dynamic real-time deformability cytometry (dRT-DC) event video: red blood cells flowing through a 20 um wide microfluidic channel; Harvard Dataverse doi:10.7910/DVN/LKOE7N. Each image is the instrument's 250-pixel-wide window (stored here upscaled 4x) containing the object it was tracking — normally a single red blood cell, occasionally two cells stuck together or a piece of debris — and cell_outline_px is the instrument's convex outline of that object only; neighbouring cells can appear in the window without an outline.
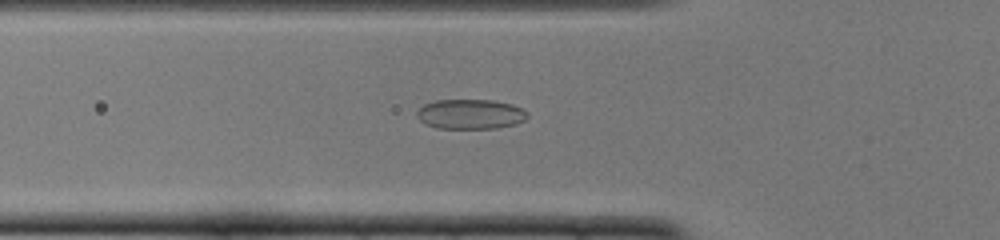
{"species": "common noctule bat (a hibernating species)", "species_latin": "Nyctalus noctula", "temperature_condition": "cold", "stored_images_in_passage": 52, "camera_frame_rate_fps": 3000, "um_per_image_px": 0.085, "animal": {"sex": "female", "body_mass_g": 22.0, "forearm_length_mm": 56.7}, "frame": {"image": 1, "passage_image": 18, "time_ms": 5.667, "image_size_px": [1000, 240], "cell_outline_px": [[528, 116], [524, 120], [516, 124], [496, 128], [436, 128], [424, 124], [416, 116], [416, 112], [424, 104], [436, 100], [492, 100], [512, 104], [528, 112]], "centroid_in_image_um": [39.97, 9.7], "position_along_channel_um": 85.8, "area_um2": 19.25}}
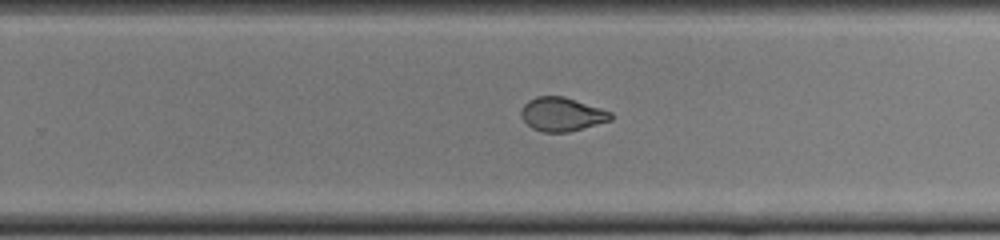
{"frame": {"image": 2, "passage_image": 33, "time_ms": 10.667, "image_size_px": [1000, 240], "cell_outline_px": [[612, 120], [568, 132], [544, 132], [532, 128], [520, 116], [520, 112], [524, 104], [528, 100], [536, 96], [564, 96], [612, 112]], "centroid_in_image_um": [47.74, 9.71], "position_along_channel_um": 282.1, "area_um2": 17.57}}
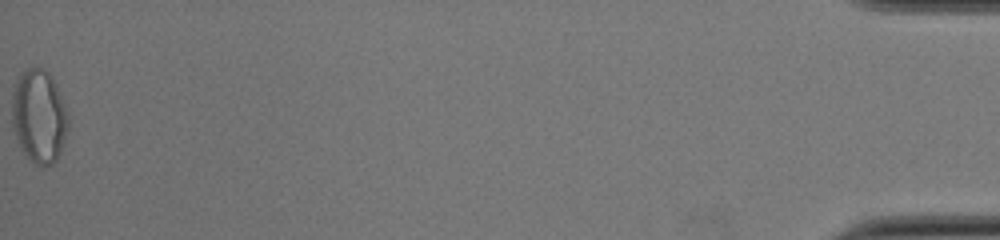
{"frame": {"image": 3, "passage_image": 52, "time_ms": 17.0, "image_size_px": [1000, 240], "cell_outline_px": [[68, 128], [60, 152], [56, 160], [52, 164], [44, 168], [36, 164], [24, 152], [16, 136], [12, 124], [12, 84], [20, 72], [28, 68], [44, 68], [52, 76], [56, 84], [68, 112]], "centroid_in_image_um": [3.31, 9.84], "position_along_channel_um": 431.9, "area_um2": 30.87}, "authors_computed_cell_mechanics": {"area_um2": 19.7676, "velocity_mm_per_s": 3.9262, "shape_relaxation_time_tau1_ms": null, "shape_relaxation_time_tau2_ms": 1.1821, "deformation_change_tau1": null, "deformation_change_tau2": 0.0627}}